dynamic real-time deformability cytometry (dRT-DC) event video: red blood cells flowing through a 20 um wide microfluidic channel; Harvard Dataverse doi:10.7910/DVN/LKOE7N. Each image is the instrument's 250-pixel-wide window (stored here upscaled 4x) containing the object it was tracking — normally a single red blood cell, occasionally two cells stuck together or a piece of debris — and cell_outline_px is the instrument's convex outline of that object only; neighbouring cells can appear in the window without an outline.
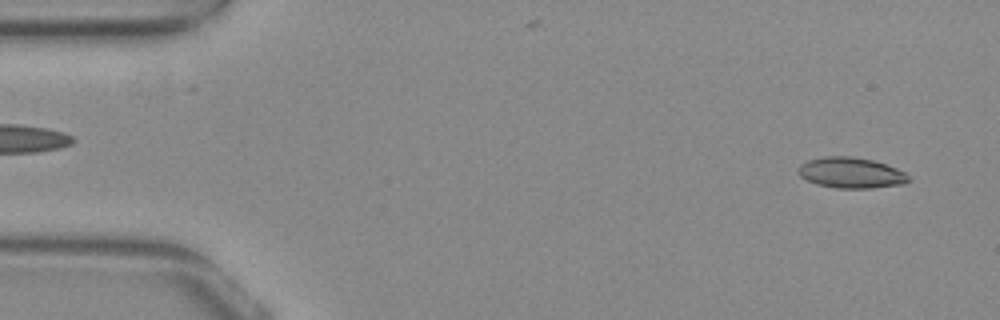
{"species": "common noctule bat (a hibernating species)", "species_latin": "Nyctalus noctula", "temperature_condition": "warm", "stored_images_in_passage": 52, "camera_frame_rate_fps": 3000, "um_per_image_px": 0.085, "animal": {"sex": "female", "body_mass_g": 29.2, "forearm_length_mm": 56.3}, "frame": {"image": 1, "passage_image": 3, "time_ms": 0.667, "image_size_px": [1000, 320], "cell_outline_px": [[912, 180], [904, 184], [872, 188], [836, 188], [816, 184], [800, 176], [800, 164], [808, 160], [824, 156], [852, 156], [872, 160], [896, 168], [904, 172]], "centroid_in_image_um": [72.36, 14.69], "position_along_channel_um": 12.6, "area_um2": 19.65}}
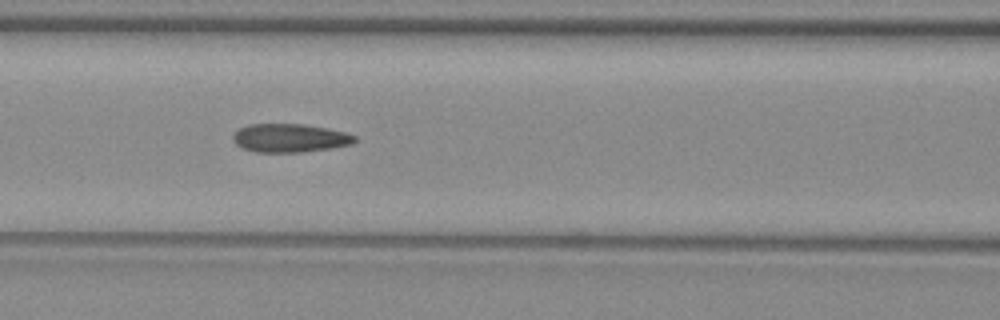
{"frame": {"image": 2, "passage_image": 22, "time_ms": 7.0, "image_size_px": [1000, 320], "cell_outline_px": [[356, 140], [352, 144], [332, 148], [304, 152], [256, 152], [244, 148], [236, 144], [232, 140], [232, 136], [240, 128], [248, 124], [304, 124], [344, 132], [356, 136]], "centroid_in_image_um": [24.63, 11.73], "position_along_channel_um": 142.0, "area_um2": 20.11}}
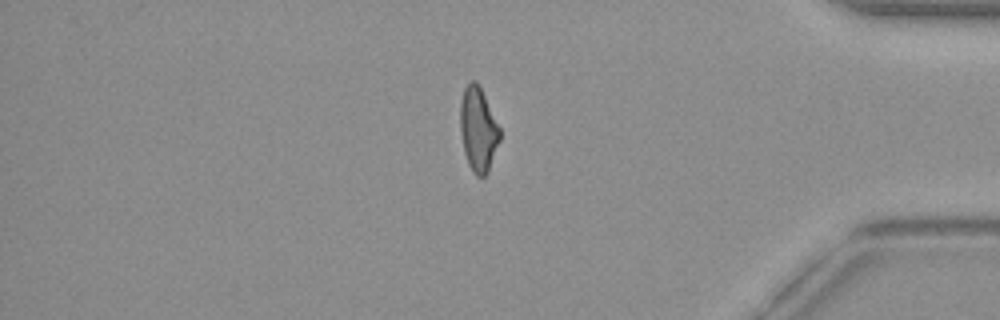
{"frame": {"image": 3, "passage_image": 44, "time_ms": 14.333, "image_size_px": [1000, 320], "cell_outline_px": [[500, 140], [488, 172], [484, 176], [476, 176], [472, 172], [468, 164], [464, 152], [460, 132], [460, 100], [464, 88], [472, 80], [476, 80], [500, 128]], "centroid_in_image_um": [40.63, 11.02], "position_along_channel_um": 394.6, "area_um2": 19.36}, "authors_computed_cell_mechanics": {"area_um2": 20.1433, "velocity_mm_per_s": 3.9004, "shape_relaxation_time_tau1_ms": null, "shape_relaxation_time_tau2_ms": 1.8795, "deformation_change_tau1": null, "deformation_change_tau2": 0.0908}}